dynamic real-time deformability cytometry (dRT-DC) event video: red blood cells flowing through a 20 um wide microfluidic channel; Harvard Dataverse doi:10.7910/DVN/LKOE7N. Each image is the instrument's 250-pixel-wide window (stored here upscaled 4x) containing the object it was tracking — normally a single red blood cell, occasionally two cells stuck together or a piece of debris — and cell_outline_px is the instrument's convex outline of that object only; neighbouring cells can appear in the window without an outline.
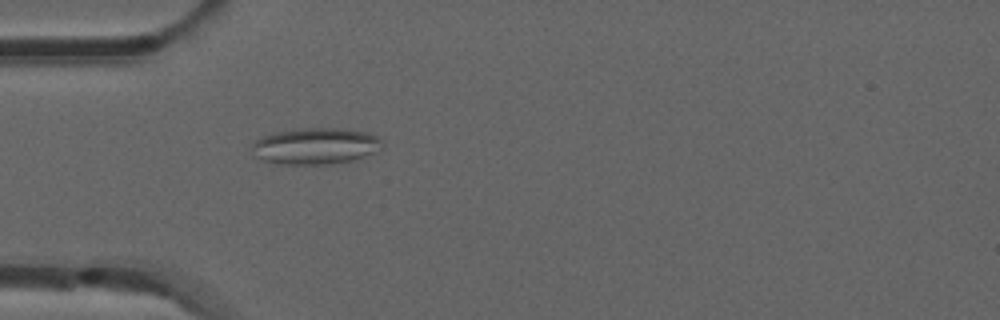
{"species": "common noctule bat (a hibernating species)", "species_latin": "Nyctalus noctula", "temperature_condition": "room temperature", "stored_images_in_passage": 39, "camera_frame_rate_fps": 3000, "um_per_image_px": 0.085, "animal": {"sex": "male", "forearm_length_mm": 52.5}, "frame": {"image": 1, "passage_image": 2, "time_ms": 0.333, "image_size_px": [1000, 320], "cell_outline_px": [[380, 148], [376, 152], [352, 160], [328, 164], [276, 164], [252, 156], [252, 144], [260, 136], [276, 132], [300, 128], [344, 128], [364, 132], [376, 136], [380, 140]], "centroid_in_image_um": [26.75, 12.41], "position_along_channel_um": 58.3, "area_um2": 27.63}}
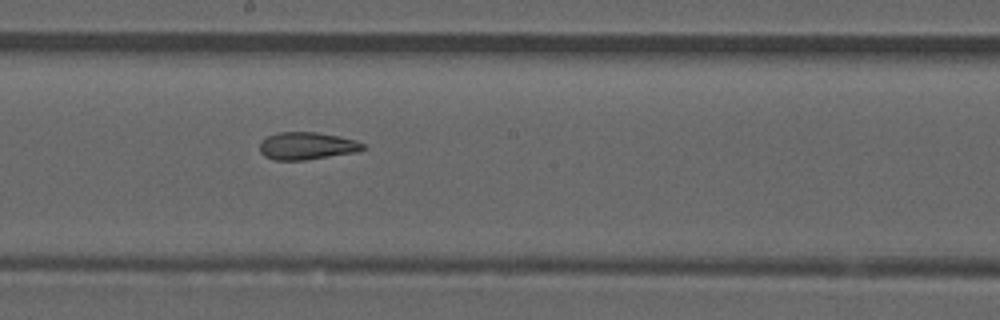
{"frame": {"image": 2, "passage_image": 15, "time_ms": 4.667, "image_size_px": [1000, 320], "cell_outline_px": [[368, 148], [356, 152], [304, 160], [276, 160], [264, 156], [260, 152], [260, 140], [276, 132], [316, 132], [340, 136], [356, 140], [364, 144]], "centroid_in_image_um": [26.09, 12.39], "position_along_channel_um": 222.1, "area_um2": 16.65}}
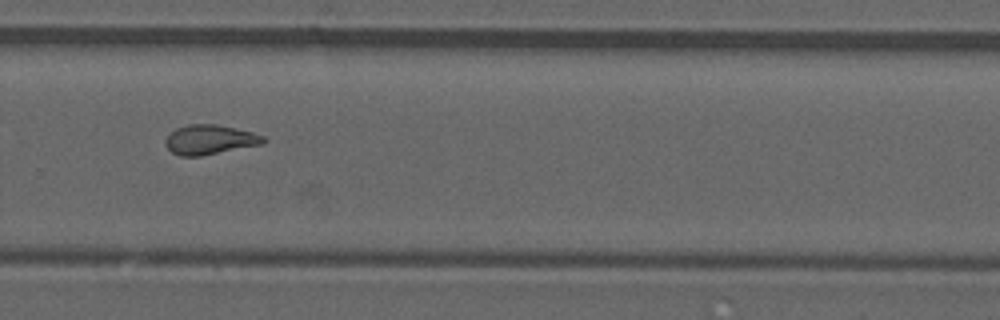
{"frame": {"image": 3, "passage_image": 22, "time_ms": 7.0, "image_size_px": [1000, 320], "cell_outline_px": [[268, 140], [264, 144], [200, 156], [180, 156], [172, 152], [164, 144], [164, 140], [176, 128], [188, 124], [216, 124], [236, 128], [252, 132], [264, 136]], "centroid_in_image_um": [17.86, 11.87], "position_along_channel_um": 311.9, "area_um2": 16.99}, "authors_computed_cell_mechanics": {"area_um2": 16.9932, "velocity_mm_per_s": 3.8619, "shape_relaxation_time_tau1_ms": null, "shape_relaxation_time_tau2_ms": 2.5417, "deformation_change_tau1": null, "deformation_change_tau2": 0.1012}}